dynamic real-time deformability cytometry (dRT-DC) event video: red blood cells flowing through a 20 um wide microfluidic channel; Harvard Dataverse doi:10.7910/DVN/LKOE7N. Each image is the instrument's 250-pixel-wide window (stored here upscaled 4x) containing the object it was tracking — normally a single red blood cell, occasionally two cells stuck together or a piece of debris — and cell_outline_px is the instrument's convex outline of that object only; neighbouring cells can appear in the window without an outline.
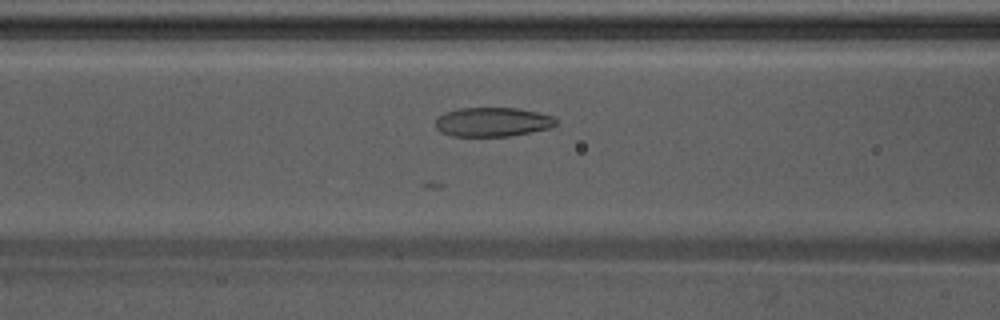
{"species": "Egyptian fruit bat (a non-hibernating species)", "species_latin": "Rousettus aegyptiacus", "temperature_condition": "warm", "stored_images_in_passage": 29, "camera_frame_rate_fps": 3000, "um_per_image_px": 0.085, "animal": {"sex": "male"}, "frame": {"image": 1, "passage_image": 7, "time_ms": 2.0, "image_size_px": [1000, 320], "cell_outline_px": [[556, 124], [552, 128], [508, 136], [452, 136], [440, 132], [436, 128], [436, 120], [444, 112], [460, 108], [516, 108], [536, 112], [552, 116], [556, 120]], "centroid_in_image_um": [41.85, 10.37], "position_along_channel_um": 124.7, "area_um2": 20.4}}
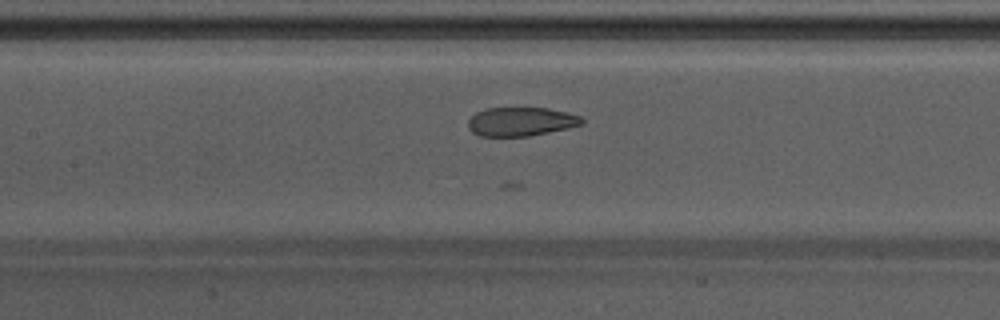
{"frame": {"image": 2, "passage_image": 10, "time_ms": 3.0, "image_size_px": [1000, 320], "cell_outline_px": [[584, 120], [580, 124], [568, 128], [528, 136], [480, 136], [472, 132], [468, 128], [468, 120], [476, 112], [484, 108], [548, 108], [568, 112], [580, 116]], "centroid_in_image_um": [44.25, 10.33], "position_along_channel_um": 163.1, "area_um2": 19.07}, "authors_computed_cell_mechanics": {"area_um2": 20.1722, "velocity_mm_per_s": 3.8562, "shape_relaxation_time_tau1_ms": 2.998, "shape_relaxation_time_tau2_ms": null, "deformation_change_tau1": 0.1306, "deformation_change_tau2": null}}